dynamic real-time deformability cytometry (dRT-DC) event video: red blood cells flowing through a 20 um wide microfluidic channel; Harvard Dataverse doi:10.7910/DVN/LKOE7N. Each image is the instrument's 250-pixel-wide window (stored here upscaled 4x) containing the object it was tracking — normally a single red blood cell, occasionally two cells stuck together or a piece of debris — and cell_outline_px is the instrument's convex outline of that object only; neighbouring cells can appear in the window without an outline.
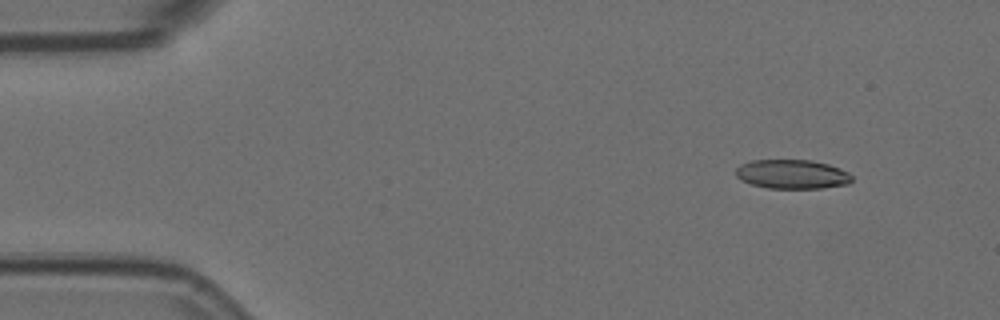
{"species": "Egyptian fruit bat (a non-hibernating species)", "species_latin": "Rousettus aegyptiacus", "temperature_condition": "room temperature", "stored_images_in_passage": 6, "segment_of_instrument_passage": [1, 2], "camera_frame_rate_fps": 3000, "um_per_image_px": 0.085, "animal": {"sex": "female"}, "frame": {"image": 1, "passage_image": 2, "time_ms": 0.333, "image_size_px": [1000, 320], "cell_outline_px": [[852, 180], [848, 184], [820, 188], [768, 188], [752, 184], [740, 180], [736, 176], [736, 168], [740, 164], [752, 160], [812, 160], [828, 164], [840, 168], [848, 172], [852, 176]], "centroid_in_image_um": [67.32, 14.8], "position_along_channel_um": 17.7, "area_um2": 19.77}}